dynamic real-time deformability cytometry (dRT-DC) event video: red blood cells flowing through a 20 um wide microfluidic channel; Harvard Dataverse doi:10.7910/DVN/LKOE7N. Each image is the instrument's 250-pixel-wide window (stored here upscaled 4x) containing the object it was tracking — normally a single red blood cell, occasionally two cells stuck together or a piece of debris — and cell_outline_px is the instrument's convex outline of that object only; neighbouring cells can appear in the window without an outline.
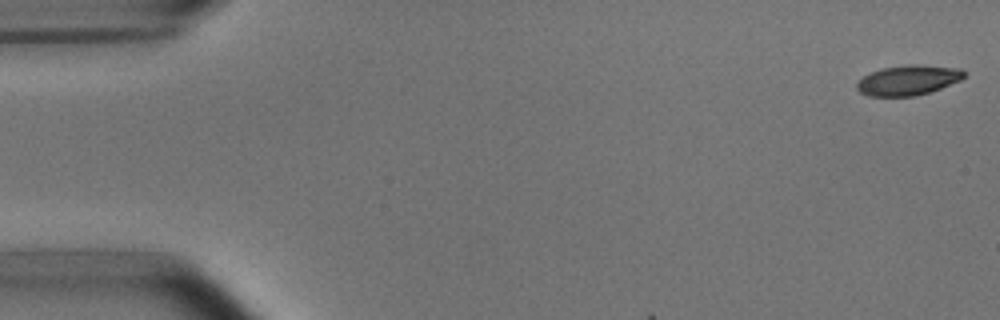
{"species": "common noctule bat (a hibernating species)", "species_latin": "Nyctalus noctula", "temperature_condition": "room temperature", "stored_images_in_passage": 4, "camera_frame_rate_fps": 3000, "um_per_image_px": 0.085, "animal": {"sex": "male", "body_mass_g": 15.6}, "frame": {"image": 1, "passage_image": 1, "time_ms": 0.0, "image_size_px": [1000, 320], "cell_outline_px": [[964, 76], [960, 80], [940, 88], [916, 96], [868, 96], [860, 92], [856, 88], [856, 84], [864, 76], [872, 72], [884, 68], [908, 64], [916, 64], [960, 68], [964, 72]], "centroid_in_image_um": [77.18, 6.81], "position_along_channel_um": 7.8, "area_um2": 18.55}}